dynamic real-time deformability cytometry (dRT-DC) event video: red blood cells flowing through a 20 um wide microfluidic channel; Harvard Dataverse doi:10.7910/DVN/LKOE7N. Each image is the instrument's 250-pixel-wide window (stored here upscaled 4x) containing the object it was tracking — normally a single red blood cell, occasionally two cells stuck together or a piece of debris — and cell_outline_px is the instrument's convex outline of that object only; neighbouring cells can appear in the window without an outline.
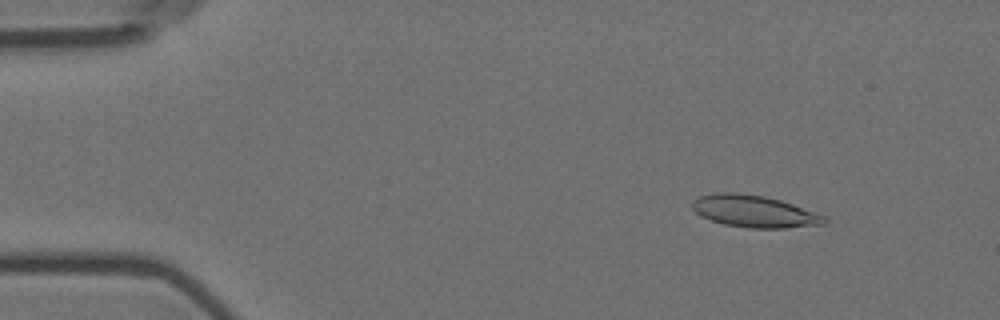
{"species": "Egyptian fruit bat (a non-hibernating species)", "species_latin": "Rousettus aegyptiacus", "temperature_condition": "room temperature", "stored_images_in_passage": 58, "camera_frame_rate_fps": 3000, "um_per_image_px": 0.085, "animal": {"sex": "female"}, "frame": {"image": 1, "passage_image": 7, "time_ms": 2.0, "image_size_px": [1000, 320], "cell_outline_px": [[828, 220], [824, 224], [784, 228], [748, 228], [724, 224], [700, 216], [692, 208], [692, 200], [696, 196], [716, 192], [736, 192], [764, 196], [780, 200], [792, 204], [824, 216]], "centroid_in_image_um": [64.05, 17.95], "position_along_channel_um": 21.0, "area_um2": 24.62}}
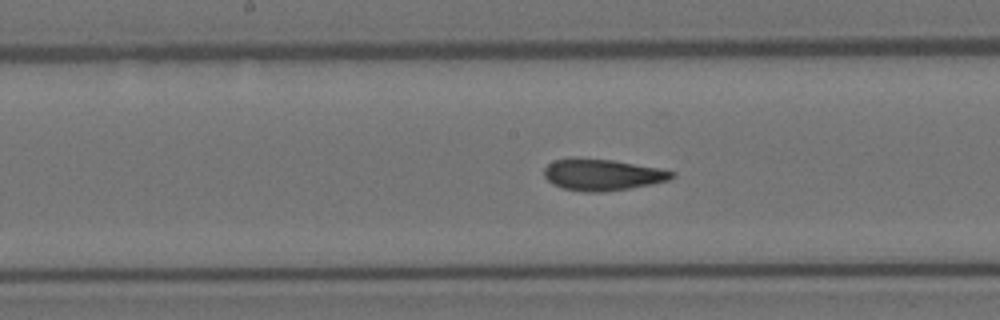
{"frame": {"image": 2, "passage_image": 29, "time_ms": 9.333, "image_size_px": [1000, 320], "cell_outline_px": [[676, 176], [668, 180], [628, 188], [604, 192], [584, 192], [564, 188], [552, 184], [544, 176], [544, 168], [552, 160], [572, 156], [576, 156], [612, 160], [660, 168], [676, 172]], "centroid_in_image_um": [51.15, 14.82], "position_along_channel_um": 197.1, "area_um2": 23.7}}
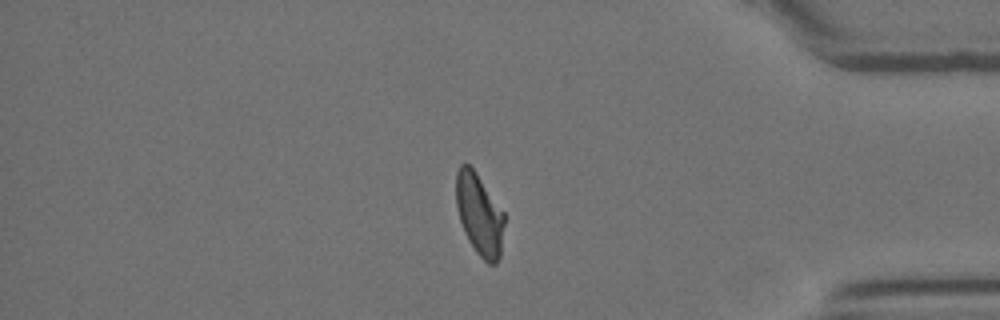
{"frame": {"image": 3, "passage_image": 48, "time_ms": 15.667, "image_size_px": [1000, 320], "cell_outline_px": [[504, 224], [500, 256], [496, 264], [488, 264], [476, 252], [468, 240], [464, 232], [456, 208], [456, 172], [460, 164], [468, 164], [476, 172], [504, 212]], "centroid_in_image_um": [40.74, 18.23], "position_along_channel_um": 394.5, "area_um2": 22.95}}